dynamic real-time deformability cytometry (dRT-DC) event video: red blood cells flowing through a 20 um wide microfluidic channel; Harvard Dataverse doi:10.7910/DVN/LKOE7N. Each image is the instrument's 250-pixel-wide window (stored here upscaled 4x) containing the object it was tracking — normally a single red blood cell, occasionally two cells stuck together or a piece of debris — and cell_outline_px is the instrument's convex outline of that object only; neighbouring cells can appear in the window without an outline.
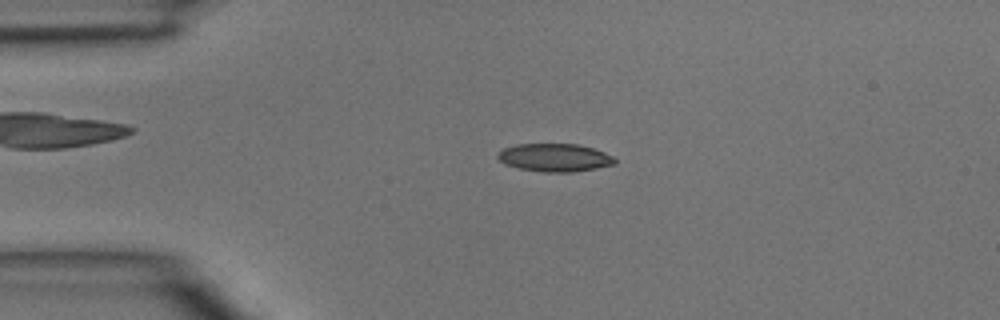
{"species": "common noctule bat (a hibernating species)", "species_latin": "Nyctalus noctula", "temperature_condition": "room temperature", "stored_images_in_passage": 43, "camera_frame_rate_fps": 3000, "um_per_image_px": 0.085, "animal": {"sex": "male", "body_mass_g": 15.6}, "frame": {"image": 1, "passage_image": 9, "time_ms": 2.667, "image_size_px": [1000, 320], "cell_outline_px": [[616, 164], [596, 168], [572, 172], [544, 172], [520, 168], [504, 164], [496, 156], [504, 148], [516, 144], [576, 144], [592, 148], [604, 152], [612, 156], [616, 160]], "centroid_in_image_um": [47.15, 13.39], "position_along_channel_um": 37.8, "area_um2": 18.96}}
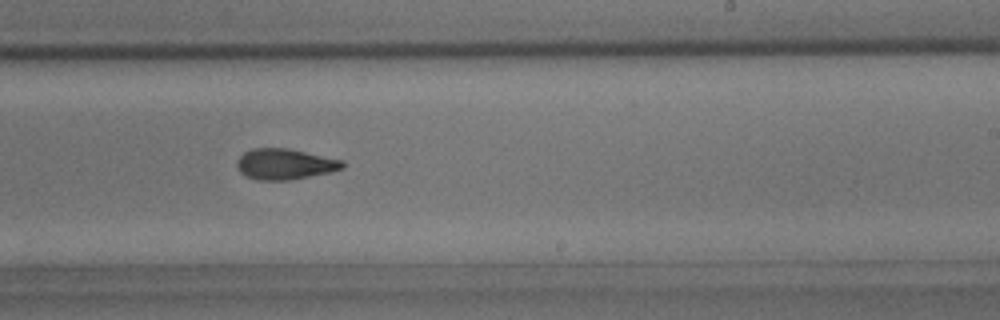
{"frame": {"image": 2, "passage_image": 26, "time_ms": 8.333, "image_size_px": [1000, 320], "cell_outline_px": [[344, 168], [328, 172], [292, 180], [256, 180], [240, 172], [236, 168], [236, 160], [244, 152], [252, 148], [288, 148], [344, 160]], "centroid_in_image_um": [24.19, 13.94], "position_along_channel_um": 264.8, "area_um2": 19.02}}
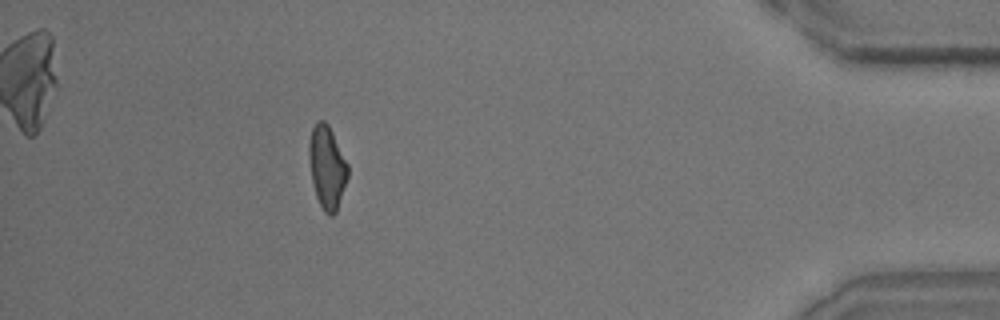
{"frame": {"image": 3, "passage_image": 39, "time_ms": 12.667, "image_size_px": [1000, 320], "cell_outline_px": [[348, 176], [336, 212], [332, 216], [328, 216], [324, 212], [316, 196], [312, 180], [308, 156], [308, 144], [312, 128], [316, 120], [324, 120], [328, 124], [348, 164]], "centroid_in_image_um": [27.78, 14.2], "position_along_channel_um": 407.4, "area_um2": 18.73}}